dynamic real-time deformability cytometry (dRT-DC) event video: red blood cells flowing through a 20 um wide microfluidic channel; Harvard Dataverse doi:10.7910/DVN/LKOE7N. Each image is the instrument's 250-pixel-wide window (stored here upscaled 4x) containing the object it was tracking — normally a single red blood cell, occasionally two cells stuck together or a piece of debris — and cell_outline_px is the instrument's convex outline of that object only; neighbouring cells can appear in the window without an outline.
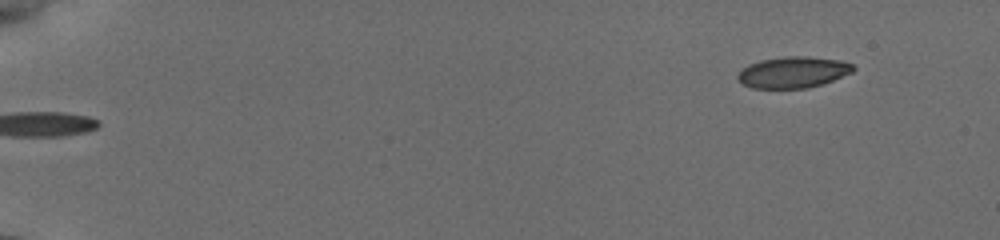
{"species": "common noctule bat (a hibernating species)", "species_latin": "Nyctalus noctula", "temperature_condition": "cold", "stored_images_in_passage": 23, "camera_frame_rate_fps": 3000, "um_per_image_px": 0.085, "animal": {"sex": "female", "body_mass_g": 19.5, "forearm_length_mm": 54.1}, "frame": {"image": 1, "passage_image": 1, "time_ms": 0.0, "image_size_px": [1000, 240], "cell_outline_px": [[856, 68], [852, 72], [832, 80], [808, 88], [752, 88], [744, 84], [736, 76], [748, 64], [760, 60], [784, 56], [808, 56], [840, 60], [852, 64]], "centroid_in_image_um": [67.42, 6.13], "position_along_channel_um": 17.6, "area_um2": 20.87}}